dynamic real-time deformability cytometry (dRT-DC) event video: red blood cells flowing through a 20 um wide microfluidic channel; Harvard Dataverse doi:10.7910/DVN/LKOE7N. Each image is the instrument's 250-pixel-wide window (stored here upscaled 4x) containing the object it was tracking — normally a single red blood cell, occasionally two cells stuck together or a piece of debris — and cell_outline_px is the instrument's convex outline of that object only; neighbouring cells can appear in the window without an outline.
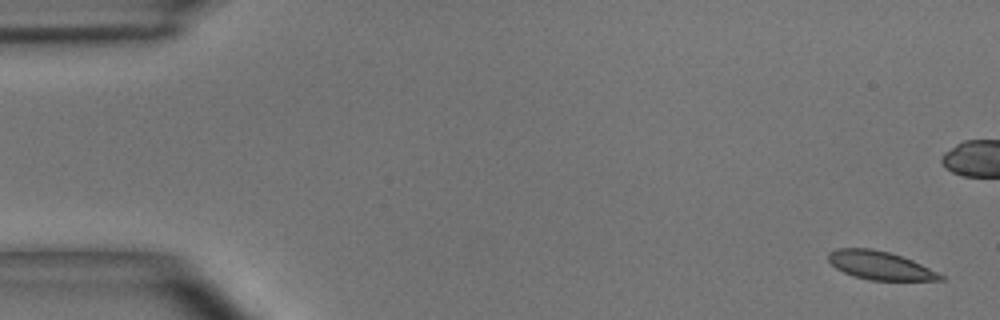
{"species": "common noctule bat (a hibernating species)", "species_latin": "Nyctalus noctula", "temperature_condition": "room temperature", "stored_images_in_passage": 9, "camera_frame_rate_fps": 3000, "um_per_image_px": 0.085, "animal": {"sex": "male", "body_mass_g": 15.6}, "frame": {"image": 1, "passage_image": 1, "time_ms": 0.0, "image_size_px": [1000, 320], "cell_outline_px": [[944, 280], [868, 280], [852, 276], [836, 268], [828, 260], [828, 252], [836, 248], [872, 248], [888, 252], [912, 260], [940, 272], [944, 276]], "centroid_in_image_um": [74.8, 22.56], "position_along_channel_um": 10.2, "area_um2": 18.61}}